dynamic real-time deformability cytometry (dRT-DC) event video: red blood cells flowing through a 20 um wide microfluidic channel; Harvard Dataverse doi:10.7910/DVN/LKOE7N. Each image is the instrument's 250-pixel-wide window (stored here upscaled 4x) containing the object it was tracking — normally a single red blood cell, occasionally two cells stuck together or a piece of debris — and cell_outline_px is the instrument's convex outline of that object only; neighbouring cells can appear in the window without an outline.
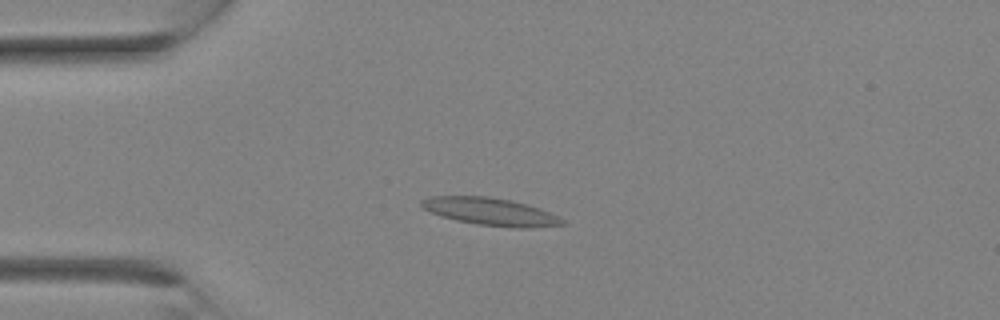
{"species": "Egyptian fruit bat (a non-hibernating species)", "species_latin": "Rousettus aegyptiacus", "temperature_condition": "room temperature", "stored_images_in_passage": 13, "camera_frame_rate_fps": 3000, "um_per_image_px": 0.085, "animal": {"sex": "female"}, "frame": {"image": 1, "passage_image": 8, "time_ms": 2.333, "image_size_px": [1000, 320], "cell_outline_px": [[568, 224], [532, 228], [512, 228], [476, 224], [456, 220], [440, 216], [424, 208], [420, 204], [420, 200], [428, 196], [488, 196], [512, 200], [528, 204], [540, 208], [560, 216]], "centroid_in_image_um": [41.75, 17.99], "position_along_channel_um": 43.3, "area_um2": 22.95}}
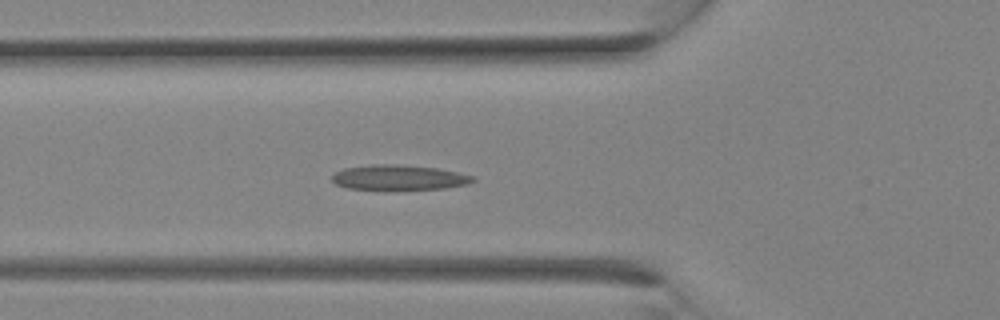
{"frame": {"image": 2, "passage_image": 11, "time_ms": 3.333, "image_size_px": [1000, 320], "cell_outline_px": [[476, 180], [468, 184], [444, 188], [396, 192], [348, 188], [336, 184], [332, 180], [332, 176], [336, 172], [344, 168], [372, 164], [400, 164], [436, 168], [456, 172], [472, 176]], "centroid_in_image_um": [33.89, 15.12], "position_along_channel_um": 91.9, "area_um2": 21.33}}
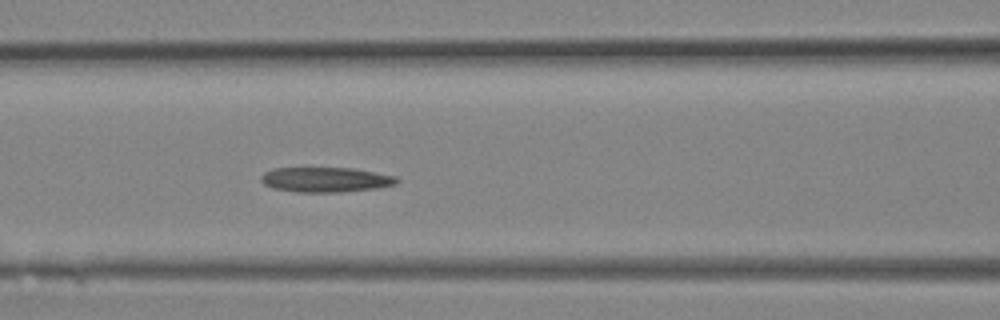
{"frame": {"image": 3, "passage_image": 13, "time_ms": 4.0, "image_size_px": [1000, 320], "cell_outline_px": [[400, 180], [396, 184], [380, 188], [340, 192], [296, 192], [272, 188], [264, 184], [260, 180], [260, 176], [264, 172], [272, 168], [352, 168], [396, 176]], "centroid_in_image_um": [27.67, 15.27], "position_along_channel_um": 138.9, "area_um2": 19.88}}